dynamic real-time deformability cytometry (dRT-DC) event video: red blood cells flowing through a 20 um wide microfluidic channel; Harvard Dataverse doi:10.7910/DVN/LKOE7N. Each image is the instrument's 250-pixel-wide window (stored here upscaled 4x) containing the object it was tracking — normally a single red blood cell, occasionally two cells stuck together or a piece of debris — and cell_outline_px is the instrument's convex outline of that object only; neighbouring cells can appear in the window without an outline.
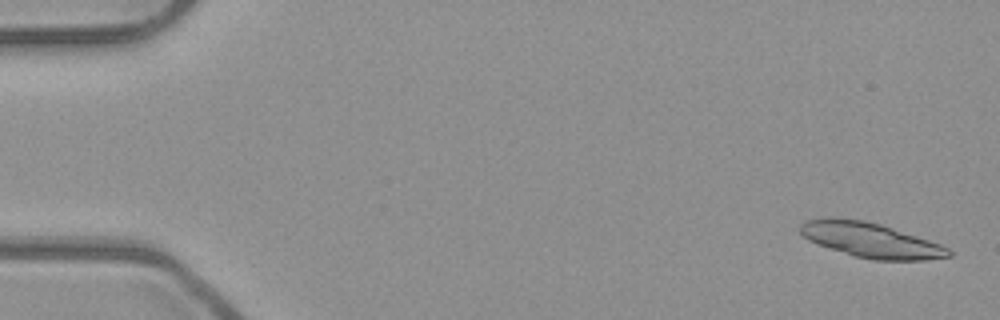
{"species": "common noctule bat (a hibernating species)", "species_latin": "Nyctalus noctula", "temperature_condition": "room temperature", "stored_images_in_passage": 5, "camera_frame_rate_fps": 3000, "um_per_image_px": 0.085, "animal": {"sex": "male", "body_mass_g": 23.1, "forearm_length_mm": 52.7}, "frame": {"image": 1, "passage_image": 1, "time_ms": 0.0, "image_size_px": [1000, 320], "cell_outline_px": [[952, 256], [924, 260], [872, 260], [856, 256], [808, 240], [800, 232], [800, 224], [804, 220], [832, 216], [836, 216], [864, 220], [880, 224], [940, 244], [948, 248], [952, 252]], "centroid_in_image_um": [73.98, 20.38], "position_along_channel_um": 11.0, "area_um2": 29.94}}